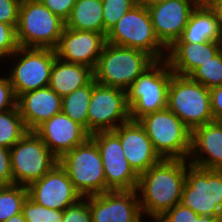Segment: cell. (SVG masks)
<instances>
[{
    "label": "cell",
    "instance_id": "6da1fadb",
    "mask_svg": "<svg viewBox=\"0 0 222 222\" xmlns=\"http://www.w3.org/2000/svg\"><path fill=\"white\" fill-rule=\"evenodd\" d=\"M189 164L187 159L162 158L139 175L136 191L143 217L151 218L149 222L181 203Z\"/></svg>",
    "mask_w": 222,
    "mask_h": 222
},
{
    "label": "cell",
    "instance_id": "7a4b0ae2",
    "mask_svg": "<svg viewBox=\"0 0 222 222\" xmlns=\"http://www.w3.org/2000/svg\"><path fill=\"white\" fill-rule=\"evenodd\" d=\"M154 61L141 50L106 42L93 71L94 80L98 84L127 90Z\"/></svg>",
    "mask_w": 222,
    "mask_h": 222
},
{
    "label": "cell",
    "instance_id": "3957f363",
    "mask_svg": "<svg viewBox=\"0 0 222 222\" xmlns=\"http://www.w3.org/2000/svg\"><path fill=\"white\" fill-rule=\"evenodd\" d=\"M167 108L191 131L214 121L209 88L189 76L172 74L167 92Z\"/></svg>",
    "mask_w": 222,
    "mask_h": 222
},
{
    "label": "cell",
    "instance_id": "277c9868",
    "mask_svg": "<svg viewBox=\"0 0 222 222\" xmlns=\"http://www.w3.org/2000/svg\"><path fill=\"white\" fill-rule=\"evenodd\" d=\"M137 121L161 158L188 159L191 130L168 108L148 113Z\"/></svg>",
    "mask_w": 222,
    "mask_h": 222
},
{
    "label": "cell",
    "instance_id": "5b68a950",
    "mask_svg": "<svg viewBox=\"0 0 222 222\" xmlns=\"http://www.w3.org/2000/svg\"><path fill=\"white\" fill-rule=\"evenodd\" d=\"M173 72L166 59L155 60L126 90L130 118L167 108V92Z\"/></svg>",
    "mask_w": 222,
    "mask_h": 222
},
{
    "label": "cell",
    "instance_id": "8992f818",
    "mask_svg": "<svg viewBox=\"0 0 222 222\" xmlns=\"http://www.w3.org/2000/svg\"><path fill=\"white\" fill-rule=\"evenodd\" d=\"M75 189L82 197L106 192V179L101 154L96 142H85L64 153L58 159Z\"/></svg>",
    "mask_w": 222,
    "mask_h": 222
},
{
    "label": "cell",
    "instance_id": "52a82bcc",
    "mask_svg": "<svg viewBox=\"0 0 222 222\" xmlns=\"http://www.w3.org/2000/svg\"><path fill=\"white\" fill-rule=\"evenodd\" d=\"M64 27L65 22L40 0H22L16 28L19 46L54 49Z\"/></svg>",
    "mask_w": 222,
    "mask_h": 222
},
{
    "label": "cell",
    "instance_id": "ba28073f",
    "mask_svg": "<svg viewBox=\"0 0 222 222\" xmlns=\"http://www.w3.org/2000/svg\"><path fill=\"white\" fill-rule=\"evenodd\" d=\"M106 42L141 50L154 60L166 58L167 49L155 35L148 8L135 5L107 32Z\"/></svg>",
    "mask_w": 222,
    "mask_h": 222
},
{
    "label": "cell",
    "instance_id": "9c48e42d",
    "mask_svg": "<svg viewBox=\"0 0 222 222\" xmlns=\"http://www.w3.org/2000/svg\"><path fill=\"white\" fill-rule=\"evenodd\" d=\"M52 48L21 47L6 60L12 61L8 78L16 98L26 92L49 86L52 66L56 58ZM16 61V62H15Z\"/></svg>",
    "mask_w": 222,
    "mask_h": 222
},
{
    "label": "cell",
    "instance_id": "30bf717a",
    "mask_svg": "<svg viewBox=\"0 0 222 222\" xmlns=\"http://www.w3.org/2000/svg\"><path fill=\"white\" fill-rule=\"evenodd\" d=\"M181 204L197 215H210L222 222V170L189 164Z\"/></svg>",
    "mask_w": 222,
    "mask_h": 222
},
{
    "label": "cell",
    "instance_id": "8fae6325",
    "mask_svg": "<svg viewBox=\"0 0 222 222\" xmlns=\"http://www.w3.org/2000/svg\"><path fill=\"white\" fill-rule=\"evenodd\" d=\"M10 161L13 184L28 186L47 174L58 158L34 131H28L10 148Z\"/></svg>",
    "mask_w": 222,
    "mask_h": 222
},
{
    "label": "cell",
    "instance_id": "7c38bea8",
    "mask_svg": "<svg viewBox=\"0 0 222 222\" xmlns=\"http://www.w3.org/2000/svg\"><path fill=\"white\" fill-rule=\"evenodd\" d=\"M130 120L126 90L98 84L93 78L88 106V132L113 131Z\"/></svg>",
    "mask_w": 222,
    "mask_h": 222
},
{
    "label": "cell",
    "instance_id": "4fadbf2b",
    "mask_svg": "<svg viewBox=\"0 0 222 222\" xmlns=\"http://www.w3.org/2000/svg\"><path fill=\"white\" fill-rule=\"evenodd\" d=\"M96 142L104 167L106 192L136 190L139 175L129 165L119 137L113 131H99L90 135Z\"/></svg>",
    "mask_w": 222,
    "mask_h": 222
},
{
    "label": "cell",
    "instance_id": "5bb4252c",
    "mask_svg": "<svg viewBox=\"0 0 222 222\" xmlns=\"http://www.w3.org/2000/svg\"><path fill=\"white\" fill-rule=\"evenodd\" d=\"M27 190L32 201L54 210L64 211L83 198L59 163L41 179L30 183Z\"/></svg>",
    "mask_w": 222,
    "mask_h": 222
},
{
    "label": "cell",
    "instance_id": "9a60e30c",
    "mask_svg": "<svg viewBox=\"0 0 222 222\" xmlns=\"http://www.w3.org/2000/svg\"><path fill=\"white\" fill-rule=\"evenodd\" d=\"M92 222H143L136 190H109L89 196Z\"/></svg>",
    "mask_w": 222,
    "mask_h": 222
},
{
    "label": "cell",
    "instance_id": "2e32d148",
    "mask_svg": "<svg viewBox=\"0 0 222 222\" xmlns=\"http://www.w3.org/2000/svg\"><path fill=\"white\" fill-rule=\"evenodd\" d=\"M105 43L106 36L103 33L64 27L54 50L61 60L81 64L94 71Z\"/></svg>",
    "mask_w": 222,
    "mask_h": 222
},
{
    "label": "cell",
    "instance_id": "e0dca14e",
    "mask_svg": "<svg viewBox=\"0 0 222 222\" xmlns=\"http://www.w3.org/2000/svg\"><path fill=\"white\" fill-rule=\"evenodd\" d=\"M198 4L196 0H168L148 8L155 35L166 49L179 39Z\"/></svg>",
    "mask_w": 222,
    "mask_h": 222
},
{
    "label": "cell",
    "instance_id": "ac0fdd59",
    "mask_svg": "<svg viewBox=\"0 0 222 222\" xmlns=\"http://www.w3.org/2000/svg\"><path fill=\"white\" fill-rule=\"evenodd\" d=\"M34 132L58 159L91 135L84 126L63 112L44 121Z\"/></svg>",
    "mask_w": 222,
    "mask_h": 222
},
{
    "label": "cell",
    "instance_id": "d6986e66",
    "mask_svg": "<svg viewBox=\"0 0 222 222\" xmlns=\"http://www.w3.org/2000/svg\"><path fill=\"white\" fill-rule=\"evenodd\" d=\"M113 132L119 137L124 156L134 171L140 175L162 158L154 150L149 137L138 121L130 120Z\"/></svg>",
    "mask_w": 222,
    "mask_h": 222
},
{
    "label": "cell",
    "instance_id": "ffe728a7",
    "mask_svg": "<svg viewBox=\"0 0 222 222\" xmlns=\"http://www.w3.org/2000/svg\"><path fill=\"white\" fill-rule=\"evenodd\" d=\"M187 160L199 168L222 170V122L213 121L191 131Z\"/></svg>",
    "mask_w": 222,
    "mask_h": 222
},
{
    "label": "cell",
    "instance_id": "44dd1931",
    "mask_svg": "<svg viewBox=\"0 0 222 222\" xmlns=\"http://www.w3.org/2000/svg\"><path fill=\"white\" fill-rule=\"evenodd\" d=\"M62 97L49 86L21 94L17 107L28 131H34L44 121L62 112Z\"/></svg>",
    "mask_w": 222,
    "mask_h": 222
},
{
    "label": "cell",
    "instance_id": "7402d4cb",
    "mask_svg": "<svg viewBox=\"0 0 222 222\" xmlns=\"http://www.w3.org/2000/svg\"><path fill=\"white\" fill-rule=\"evenodd\" d=\"M221 49L222 41L174 42L167 49L165 59L174 74L189 76L197 67L210 60Z\"/></svg>",
    "mask_w": 222,
    "mask_h": 222
},
{
    "label": "cell",
    "instance_id": "603a6c76",
    "mask_svg": "<svg viewBox=\"0 0 222 222\" xmlns=\"http://www.w3.org/2000/svg\"><path fill=\"white\" fill-rule=\"evenodd\" d=\"M222 41V15L218 4L199 3L175 42Z\"/></svg>",
    "mask_w": 222,
    "mask_h": 222
},
{
    "label": "cell",
    "instance_id": "cb8c5ba5",
    "mask_svg": "<svg viewBox=\"0 0 222 222\" xmlns=\"http://www.w3.org/2000/svg\"><path fill=\"white\" fill-rule=\"evenodd\" d=\"M93 78L91 68L65 62L56 57L51 70L49 87L63 98L74 90L87 85Z\"/></svg>",
    "mask_w": 222,
    "mask_h": 222
},
{
    "label": "cell",
    "instance_id": "d4e9b609",
    "mask_svg": "<svg viewBox=\"0 0 222 222\" xmlns=\"http://www.w3.org/2000/svg\"><path fill=\"white\" fill-rule=\"evenodd\" d=\"M65 27L104 34L102 0H76Z\"/></svg>",
    "mask_w": 222,
    "mask_h": 222
},
{
    "label": "cell",
    "instance_id": "484cf974",
    "mask_svg": "<svg viewBox=\"0 0 222 222\" xmlns=\"http://www.w3.org/2000/svg\"><path fill=\"white\" fill-rule=\"evenodd\" d=\"M93 79L85 86L62 98V112L88 131V106L92 96Z\"/></svg>",
    "mask_w": 222,
    "mask_h": 222
},
{
    "label": "cell",
    "instance_id": "4316f807",
    "mask_svg": "<svg viewBox=\"0 0 222 222\" xmlns=\"http://www.w3.org/2000/svg\"><path fill=\"white\" fill-rule=\"evenodd\" d=\"M28 132L19 109L0 112V146L10 149Z\"/></svg>",
    "mask_w": 222,
    "mask_h": 222
},
{
    "label": "cell",
    "instance_id": "83f0119b",
    "mask_svg": "<svg viewBox=\"0 0 222 222\" xmlns=\"http://www.w3.org/2000/svg\"><path fill=\"white\" fill-rule=\"evenodd\" d=\"M28 197L27 186L12 184L0 186V222L22 212Z\"/></svg>",
    "mask_w": 222,
    "mask_h": 222
},
{
    "label": "cell",
    "instance_id": "f1b7e54d",
    "mask_svg": "<svg viewBox=\"0 0 222 222\" xmlns=\"http://www.w3.org/2000/svg\"><path fill=\"white\" fill-rule=\"evenodd\" d=\"M189 77L209 89L222 85V49L197 67Z\"/></svg>",
    "mask_w": 222,
    "mask_h": 222
},
{
    "label": "cell",
    "instance_id": "f546056e",
    "mask_svg": "<svg viewBox=\"0 0 222 222\" xmlns=\"http://www.w3.org/2000/svg\"><path fill=\"white\" fill-rule=\"evenodd\" d=\"M135 5L136 0H102L104 35Z\"/></svg>",
    "mask_w": 222,
    "mask_h": 222
},
{
    "label": "cell",
    "instance_id": "4dcf8cb0",
    "mask_svg": "<svg viewBox=\"0 0 222 222\" xmlns=\"http://www.w3.org/2000/svg\"><path fill=\"white\" fill-rule=\"evenodd\" d=\"M22 213L27 222H62L63 211L41 206L29 197L23 204Z\"/></svg>",
    "mask_w": 222,
    "mask_h": 222
},
{
    "label": "cell",
    "instance_id": "1f68e13d",
    "mask_svg": "<svg viewBox=\"0 0 222 222\" xmlns=\"http://www.w3.org/2000/svg\"><path fill=\"white\" fill-rule=\"evenodd\" d=\"M155 222H219L210 215H197L189 207L178 203Z\"/></svg>",
    "mask_w": 222,
    "mask_h": 222
},
{
    "label": "cell",
    "instance_id": "d6a6232c",
    "mask_svg": "<svg viewBox=\"0 0 222 222\" xmlns=\"http://www.w3.org/2000/svg\"><path fill=\"white\" fill-rule=\"evenodd\" d=\"M19 48L16 29L7 23L0 21V60L4 63Z\"/></svg>",
    "mask_w": 222,
    "mask_h": 222
},
{
    "label": "cell",
    "instance_id": "836d02e7",
    "mask_svg": "<svg viewBox=\"0 0 222 222\" xmlns=\"http://www.w3.org/2000/svg\"><path fill=\"white\" fill-rule=\"evenodd\" d=\"M62 222H92L89 196L83 197L75 204L68 206L63 211Z\"/></svg>",
    "mask_w": 222,
    "mask_h": 222
},
{
    "label": "cell",
    "instance_id": "e575fe53",
    "mask_svg": "<svg viewBox=\"0 0 222 222\" xmlns=\"http://www.w3.org/2000/svg\"><path fill=\"white\" fill-rule=\"evenodd\" d=\"M22 0H0V21L17 28Z\"/></svg>",
    "mask_w": 222,
    "mask_h": 222
},
{
    "label": "cell",
    "instance_id": "d590c367",
    "mask_svg": "<svg viewBox=\"0 0 222 222\" xmlns=\"http://www.w3.org/2000/svg\"><path fill=\"white\" fill-rule=\"evenodd\" d=\"M17 106V98L8 76L0 74V112L9 111Z\"/></svg>",
    "mask_w": 222,
    "mask_h": 222
},
{
    "label": "cell",
    "instance_id": "8d00e7d4",
    "mask_svg": "<svg viewBox=\"0 0 222 222\" xmlns=\"http://www.w3.org/2000/svg\"><path fill=\"white\" fill-rule=\"evenodd\" d=\"M53 14L64 22L68 19L76 0H40Z\"/></svg>",
    "mask_w": 222,
    "mask_h": 222
},
{
    "label": "cell",
    "instance_id": "74e56055",
    "mask_svg": "<svg viewBox=\"0 0 222 222\" xmlns=\"http://www.w3.org/2000/svg\"><path fill=\"white\" fill-rule=\"evenodd\" d=\"M12 184L10 149L0 146V186Z\"/></svg>",
    "mask_w": 222,
    "mask_h": 222
},
{
    "label": "cell",
    "instance_id": "f35d334b",
    "mask_svg": "<svg viewBox=\"0 0 222 222\" xmlns=\"http://www.w3.org/2000/svg\"><path fill=\"white\" fill-rule=\"evenodd\" d=\"M209 90L214 121L222 122V85L210 88Z\"/></svg>",
    "mask_w": 222,
    "mask_h": 222
},
{
    "label": "cell",
    "instance_id": "ab89813d",
    "mask_svg": "<svg viewBox=\"0 0 222 222\" xmlns=\"http://www.w3.org/2000/svg\"><path fill=\"white\" fill-rule=\"evenodd\" d=\"M166 1L168 0H136V3L138 5L144 6L145 8H149Z\"/></svg>",
    "mask_w": 222,
    "mask_h": 222
},
{
    "label": "cell",
    "instance_id": "60d3db41",
    "mask_svg": "<svg viewBox=\"0 0 222 222\" xmlns=\"http://www.w3.org/2000/svg\"><path fill=\"white\" fill-rule=\"evenodd\" d=\"M4 222H27V221L25 220L24 215L21 212L16 215H13L11 218H9L8 220Z\"/></svg>",
    "mask_w": 222,
    "mask_h": 222
},
{
    "label": "cell",
    "instance_id": "b9f144b4",
    "mask_svg": "<svg viewBox=\"0 0 222 222\" xmlns=\"http://www.w3.org/2000/svg\"><path fill=\"white\" fill-rule=\"evenodd\" d=\"M198 3H205V4H217L222 0H196Z\"/></svg>",
    "mask_w": 222,
    "mask_h": 222
},
{
    "label": "cell",
    "instance_id": "7bdbcfd3",
    "mask_svg": "<svg viewBox=\"0 0 222 222\" xmlns=\"http://www.w3.org/2000/svg\"><path fill=\"white\" fill-rule=\"evenodd\" d=\"M217 4H218V6H219V9H220V12H221V15H222V1H221V2H218Z\"/></svg>",
    "mask_w": 222,
    "mask_h": 222
}]
</instances>
